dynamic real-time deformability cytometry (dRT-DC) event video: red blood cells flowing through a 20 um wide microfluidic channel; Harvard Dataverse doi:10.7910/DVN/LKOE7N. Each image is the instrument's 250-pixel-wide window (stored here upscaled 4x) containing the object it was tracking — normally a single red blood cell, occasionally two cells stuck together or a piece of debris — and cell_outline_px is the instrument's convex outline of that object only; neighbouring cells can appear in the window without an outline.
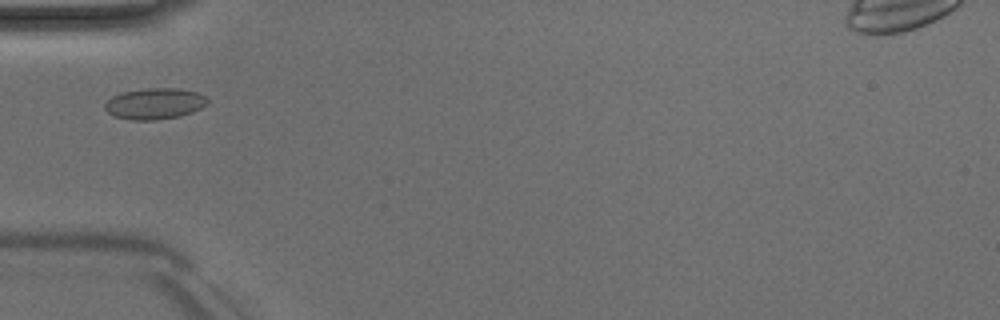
{"species": "Egyptian fruit bat (a non-hibernating species)", "species_latin": "Rousettus aegyptiacus", "temperature_condition": "room temperature", "stored_images_in_passage": 35, "camera_frame_rate_fps": 3000, "um_per_image_px": 0.085, "animal": {"sex": "male"}, "frame": {"image": 1, "passage_image": 1, "time_ms": 0.0, "image_size_px": [1000, 320], "cell_outline_px": [[208, 104], [192, 112], [180, 116], [156, 120], [128, 120], [112, 116], [104, 108], [104, 104], [112, 96], [124, 92], [148, 88], [176, 88], [196, 92], [204, 96], [208, 100]], "centroid_in_image_um": [13.12, 8.82], "position_along_channel_um": 71.9, "area_um2": 18.61}}
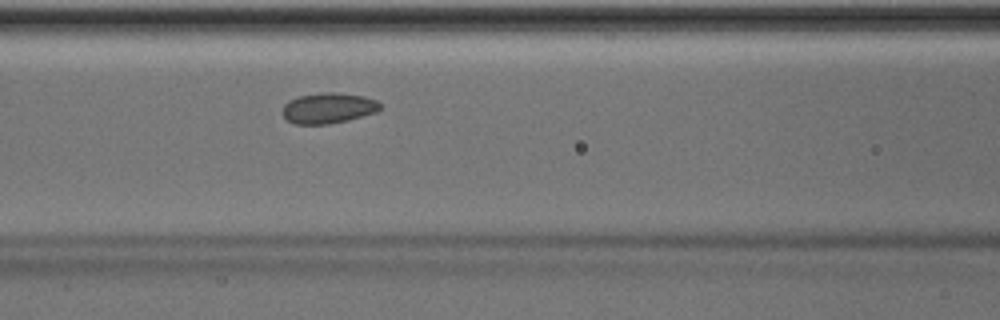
{"frame": {"image": 2, "passage_image": 6, "time_ms": 1.667, "image_size_px": [1000, 320], "cell_outline_px": [[380, 108], [376, 112], [348, 120], [328, 124], [296, 124], [288, 120], [280, 112], [284, 104], [288, 100], [300, 96], [324, 92], [332, 92], [364, 96], [376, 100], [380, 104]], "centroid_in_image_um": [27.87, 9.19], "position_along_channel_um": 138.7, "area_um2": 17.34}}
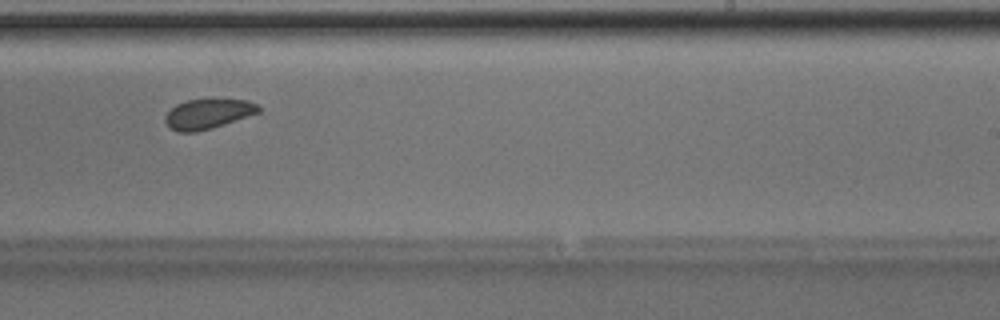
{"frame": {"image": 3, "passage_image": 16, "time_ms": 5.0, "image_size_px": [1000, 320], "cell_outline_px": [[260, 112], [212, 128], [196, 132], [176, 132], [168, 128], [164, 120], [164, 116], [176, 104], [188, 100], [248, 100], [256, 104], [260, 108]], "centroid_in_image_um": [17.62, 9.7], "position_along_channel_um": 271.4, "area_um2": 16.13}}